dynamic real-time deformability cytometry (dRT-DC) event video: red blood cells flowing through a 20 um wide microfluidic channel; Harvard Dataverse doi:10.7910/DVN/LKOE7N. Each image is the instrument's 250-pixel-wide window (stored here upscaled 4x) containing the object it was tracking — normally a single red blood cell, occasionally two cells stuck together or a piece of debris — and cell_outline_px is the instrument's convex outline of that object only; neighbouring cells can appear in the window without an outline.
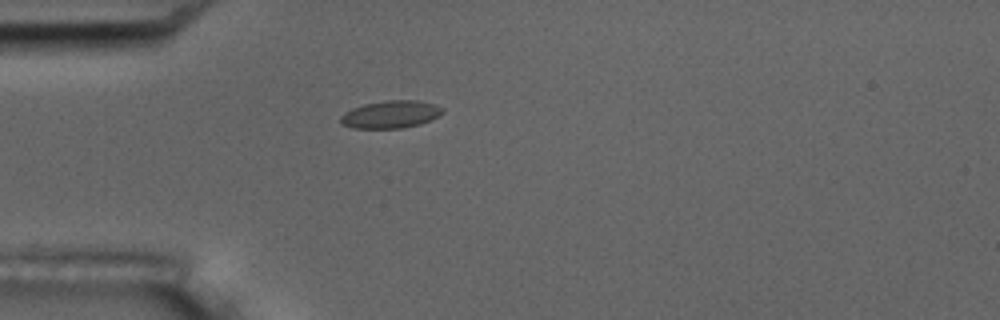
{"species": "common noctule bat (a hibernating species)", "species_latin": "Nyctalus noctula", "temperature_condition": "room temperature", "stored_images_in_passage": 2, "camera_frame_rate_fps": 3000, "um_per_image_px": 0.085, "animal": {"sex": "male", "body_mass_g": 17.5, "forearm_length_mm": 52.3}, "frame": {"image": 1, "passage_image": 1, "time_ms": 0.0, "image_size_px": [1000, 320], "cell_outline_px": [[444, 112], [432, 120], [420, 124], [400, 128], [352, 128], [340, 124], [340, 116], [344, 112], [352, 108], [364, 104], [388, 100], [416, 100], [432, 104], [444, 108]], "centroid_in_image_um": [33.19, 9.73], "position_along_channel_um": 51.8, "area_um2": 16.42}}